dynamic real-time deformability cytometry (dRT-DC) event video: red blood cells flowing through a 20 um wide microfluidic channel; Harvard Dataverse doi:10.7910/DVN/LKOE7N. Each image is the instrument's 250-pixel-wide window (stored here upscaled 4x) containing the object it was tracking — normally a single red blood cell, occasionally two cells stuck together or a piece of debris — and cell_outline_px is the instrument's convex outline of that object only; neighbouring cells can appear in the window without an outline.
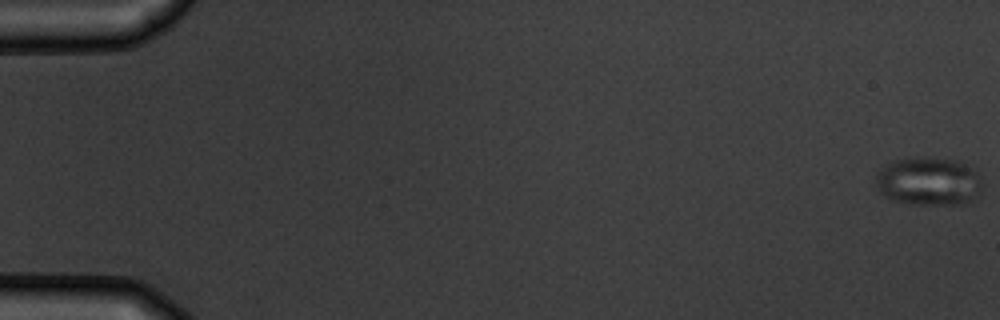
{"species": "common noctule bat (a hibernating species)", "species_latin": "Nyctalus noctula", "temperature_condition": "warm", "stored_images_in_passage": 5, "camera_frame_rate_fps": 3000, "um_per_image_px": 0.085, "animal": {"sex": "male", "body_mass_g": 19.5, "forearm_length_mm": 54.6}, "frame": {"image": 1, "passage_image": 1, "time_ms": 0.0, "image_size_px": [1000, 320], "cell_outline_px": [[984, 184], [980, 196], [976, 200], [964, 204], [912, 204], [892, 200], [884, 196], [880, 192], [876, 184], [876, 176], [880, 168], [896, 160], [920, 156], [928, 156], [960, 160], [972, 164], [980, 176]], "centroid_in_image_um": [79.04, 15.4], "position_along_channel_um": 6.0, "area_um2": 31.1}}